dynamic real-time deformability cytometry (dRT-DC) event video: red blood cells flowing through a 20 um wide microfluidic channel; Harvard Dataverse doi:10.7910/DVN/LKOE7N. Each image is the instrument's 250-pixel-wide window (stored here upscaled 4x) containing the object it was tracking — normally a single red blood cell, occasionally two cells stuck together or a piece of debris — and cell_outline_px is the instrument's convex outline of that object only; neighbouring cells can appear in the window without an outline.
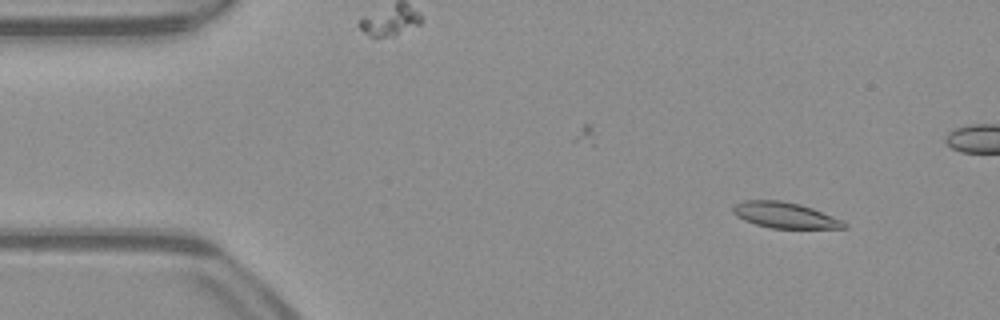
{"species": "common noctule bat (a hibernating species)", "species_latin": "Nyctalus noctula", "temperature_condition": "warm", "stored_images_in_passage": 52, "camera_frame_rate_fps": 3000, "um_per_image_px": 0.085, "animal": {"sex": "male", "body_mass_g": 23.1, "forearm_length_mm": 52.7}, "frame": {"image": 1, "passage_image": 5, "time_ms": 1.333, "image_size_px": [1000, 320], "cell_outline_px": [[848, 228], [772, 228], [756, 224], [744, 220], [736, 216], [732, 212], [732, 208], [736, 204], [744, 200], [780, 200], [800, 204], [812, 208], [844, 220], [848, 224]], "centroid_in_image_um": [66.74, 18.29], "position_along_channel_um": 18.3, "area_um2": 16.76}}
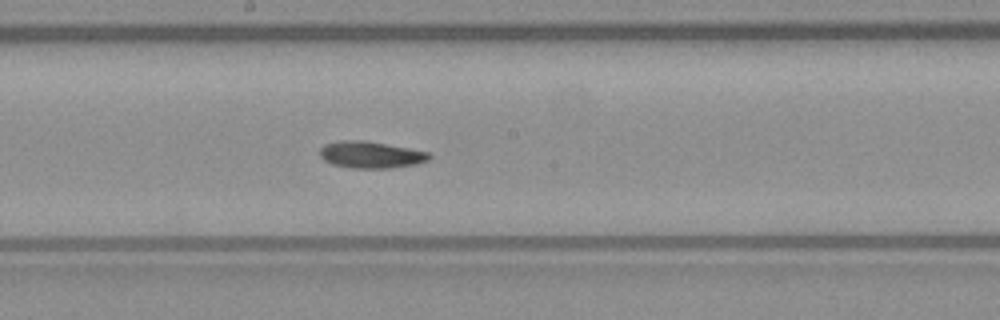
{"frame": {"image": 2, "passage_image": 27, "time_ms": 8.667, "image_size_px": [1000, 320], "cell_outline_px": [[432, 156], [428, 160], [416, 164], [392, 168], [352, 168], [332, 164], [324, 160], [320, 156], [320, 148], [324, 144], [340, 140], [364, 140], [408, 148], [428, 152]], "centroid_in_image_um": [31.5, 13.15], "position_along_channel_um": 216.7, "area_um2": 17.05}}
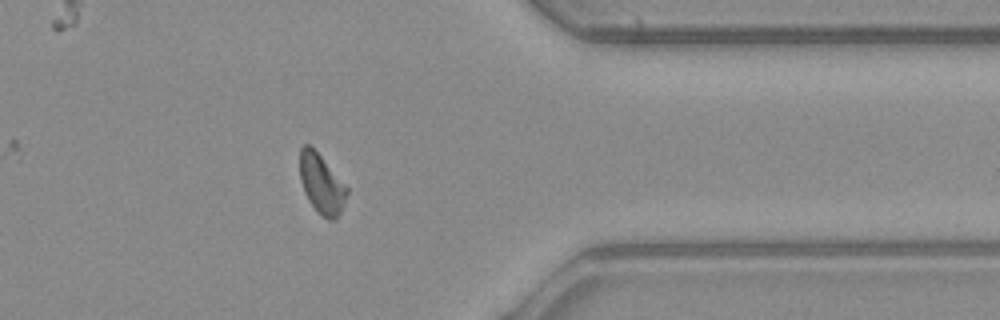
{"frame": {"image": 3, "passage_image": 41, "time_ms": 13.333, "image_size_px": [1000, 320], "cell_outline_px": [[348, 192], [340, 212], [336, 220], [328, 220], [308, 200], [304, 192], [300, 180], [300, 148], [304, 144], [308, 144], [320, 156], [348, 188]], "centroid_in_image_um": [27.32, 15.63], "position_along_channel_um": 384.1, "area_um2": 15.84}, "authors_computed_cell_mechanics": {"area_um2": 16.6175, "velocity_mm_per_s": 3.9589, "shape_relaxation_time_tau1_ms": 5.1941, "shape_relaxation_time_tau2_ms": null, "deformation_change_tau1": 0.121, "deformation_change_tau2": null}}